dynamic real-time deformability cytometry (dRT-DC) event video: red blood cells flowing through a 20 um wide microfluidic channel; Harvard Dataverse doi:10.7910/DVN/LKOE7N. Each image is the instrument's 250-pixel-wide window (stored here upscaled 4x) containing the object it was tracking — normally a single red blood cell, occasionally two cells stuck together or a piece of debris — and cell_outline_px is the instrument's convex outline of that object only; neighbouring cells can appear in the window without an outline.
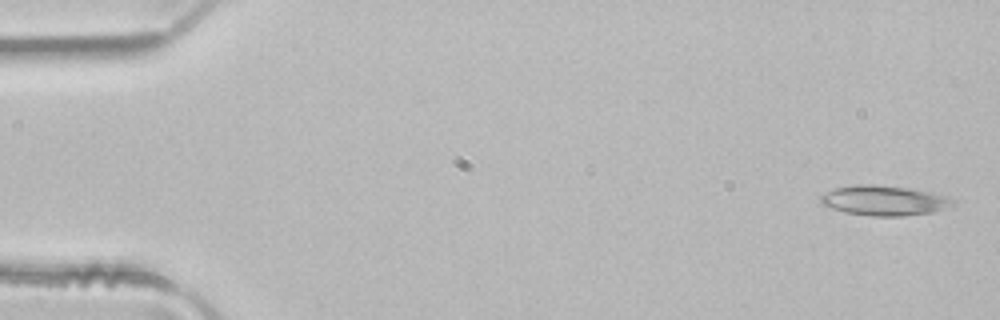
{"species": "common noctule bat (a hibernating species)", "species_latin": "Nyctalus noctula", "temperature_condition": "room temperature", "stored_images_in_passage": 5, "camera_frame_rate_fps": 3000, "um_per_image_px": 0.085, "animal": {"sex": "male", "body_mass_g": 21.5, "forearm_length_mm": 52.0}, "frame": {"image": 1, "passage_image": 1, "time_ms": 0.0, "image_size_px": [1000, 320], "cell_outline_px": [[956, 204], [932, 212], [904, 216], [872, 216], [844, 212], [820, 204], [820, 196], [836, 188], [856, 184], [876, 184], [908, 188], [948, 196], [956, 200]], "centroid_in_image_um": [75.16, 17.04], "position_along_channel_um": 9.8, "area_um2": 23.06}}
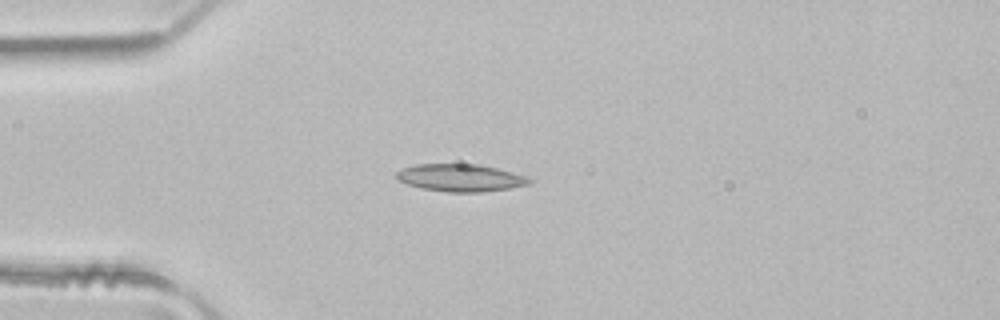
{"frame": {"image": 2, "passage_image": 4, "time_ms": 1.0, "image_size_px": [1000, 320], "cell_outline_px": [[532, 184], [512, 188], [484, 192], [448, 192], [420, 188], [408, 184], [400, 180], [396, 176], [396, 172], [404, 168], [416, 164], [476, 164], [496, 168], [512, 172], [524, 176], [532, 180]], "centroid_in_image_um": [39.17, 15.12], "position_along_channel_um": 45.8, "area_um2": 21.15}}